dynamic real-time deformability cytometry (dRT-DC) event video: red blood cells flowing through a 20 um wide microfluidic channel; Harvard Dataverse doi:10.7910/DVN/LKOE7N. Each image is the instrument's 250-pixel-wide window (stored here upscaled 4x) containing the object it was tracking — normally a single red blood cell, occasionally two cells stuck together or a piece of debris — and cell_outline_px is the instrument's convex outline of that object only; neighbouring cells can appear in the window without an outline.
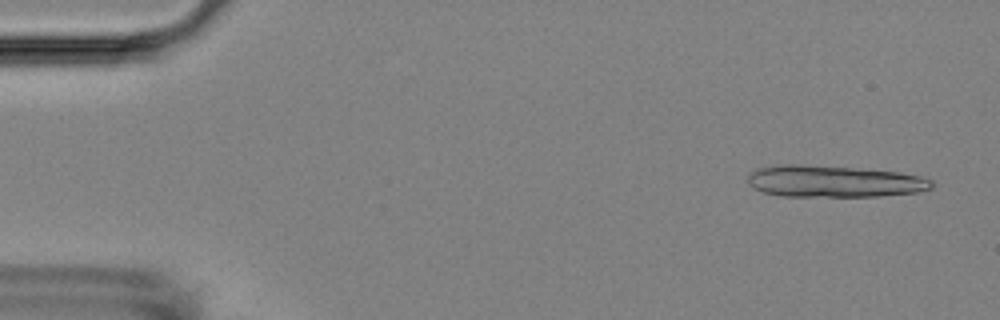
{"species": "Egyptian fruit bat (a non-hibernating species)", "species_latin": "Rousettus aegyptiacus", "temperature_condition": "room temperature", "stored_images_in_passage": 13, "camera_frame_rate_fps": 3000, "um_per_image_px": 0.085, "animal": {"sex": "female"}, "frame": {"image": 1, "passage_image": 3, "time_ms": 0.667, "image_size_px": [1000, 320], "cell_outline_px": [[932, 188], [920, 192], [880, 196], [780, 196], [764, 192], [752, 188], [748, 184], [748, 172], [756, 168], [776, 164], [800, 164], [852, 168], [900, 172], [924, 176], [932, 180]], "centroid_in_image_um": [70.86, 15.41], "position_along_channel_um": 14.1, "area_um2": 34.39}}